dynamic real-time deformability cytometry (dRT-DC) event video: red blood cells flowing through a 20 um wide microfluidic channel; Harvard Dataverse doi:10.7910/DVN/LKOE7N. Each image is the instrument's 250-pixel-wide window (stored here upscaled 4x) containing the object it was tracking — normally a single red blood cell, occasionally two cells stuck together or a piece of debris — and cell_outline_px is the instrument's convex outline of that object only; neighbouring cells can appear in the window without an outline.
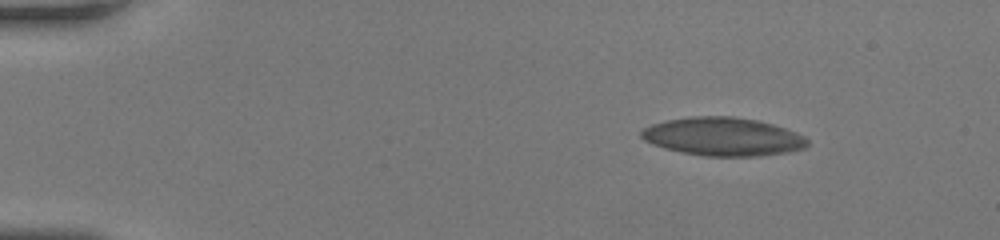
{"species": "human", "species_latin": "Homo sapiens", "temperature_condition": "room temperature", "stored_images_in_passage": 47, "camera_frame_rate_fps": 3000, "um_per_image_px": 0.085, "donor": {"sex": "female"}, "frame": {"image": 1, "passage_image": 1, "time_ms": 0.0, "image_size_px": [1000, 240], "cell_outline_px": [[808, 144], [804, 148], [788, 152], [760, 156], [704, 156], [680, 152], [664, 148], [652, 144], [644, 140], [640, 136], [640, 132], [644, 128], [652, 124], [664, 120], [692, 116], [732, 116], [756, 120], [772, 124], [796, 132], [804, 136], [808, 140]], "centroid_in_image_um": [61.43, 11.61], "position_along_channel_um": 23.6, "area_um2": 37.22}}
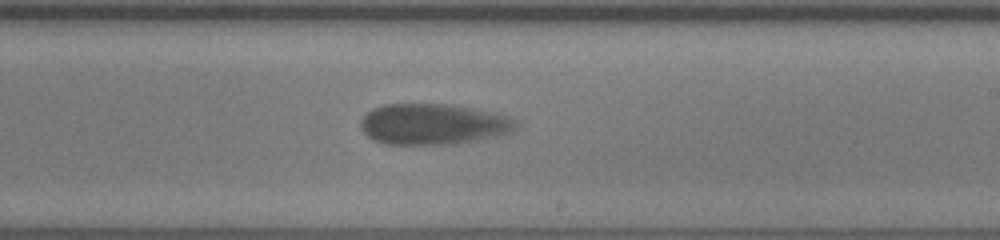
{"frame": {"image": 2, "passage_image": 27, "time_ms": 8.667, "image_size_px": [1000, 240], "cell_outline_px": [[520, 124], [516, 128], [508, 132], [496, 136], [476, 140], [444, 144], [388, 144], [372, 140], [360, 128], [360, 120], [368, 112], [384, 104], [444, 104], [500, 112], [516, 120]], "centroid_in_image_um": [36.84, 10.54], "position_along_channel_um": 252.2, "area_um2": 36.93}}
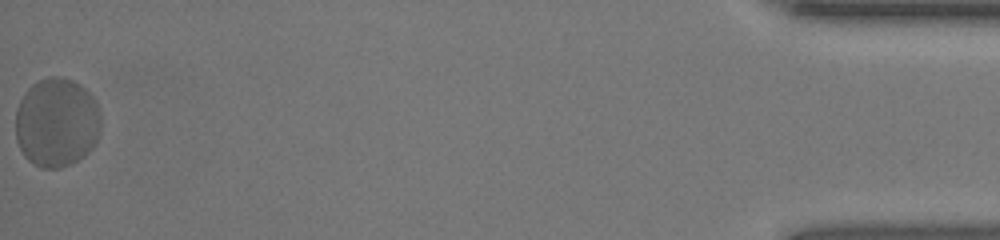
{"frame": {"image": 3, "passage_image": 47, "time_ms": 15.333, "image_size_px": [1000, 240], "cell_outline_px": [[100, 132], [92, 148], [84, 156], [60, 168], [40, 168], [28, 160], [24, 156], [16, 140], [16, 108], [24, 92], [32, 84], [48, 76], [60, 76], [72, 80], [80, 84], [96, 100], [100, 112]], "centroid_in_image_um": [4.81, 10.4], "position_along_channel_um": 430.4, "area_um2": 44.68}}